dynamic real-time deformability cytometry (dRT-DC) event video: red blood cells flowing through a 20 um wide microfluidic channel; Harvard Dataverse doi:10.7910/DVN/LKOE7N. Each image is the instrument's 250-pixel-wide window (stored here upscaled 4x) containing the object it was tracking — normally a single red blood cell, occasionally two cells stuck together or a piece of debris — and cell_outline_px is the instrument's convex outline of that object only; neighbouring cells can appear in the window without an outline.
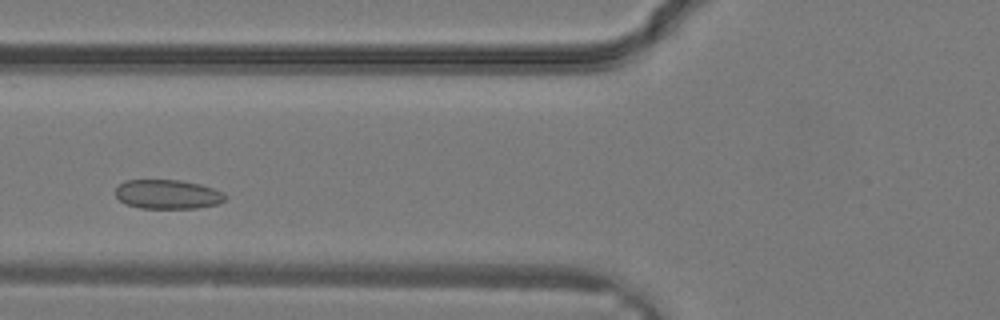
{"species": "common noctule bat (a hibernating species)", "species_latin": "Nyctalus noctula", "temperature_condition": "warm", "stored_images_in_passage": 27, "camera_frame_rate_fps": 3000, "um_per_image_px": 0.085, "animal": {"sex": "male", "body_mass_g": 19.2, "forearm_length_mm": 51.8}, "frame": {"image": 1, "passage_image": 7, "time_ms": 2.0, "image_size_px": [1000, 320], "cell_outline_px": [[228, 196], [224, 200], [216, 204], [196, 208], [140, 208], [124, 204], [116, 196], [116, 188], [124, 180], [180, 180], [200, 184], [224, 192]], "centroid_in_image_um": [14.24, 16.51], "position_along_channel_um": 111.6, "area_um2": 18.73}}
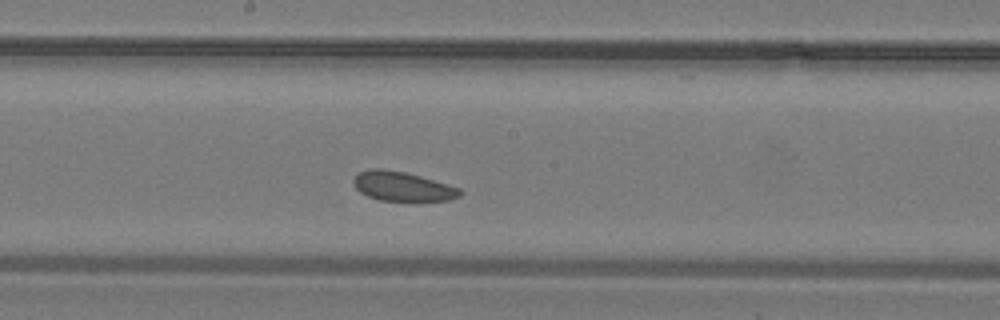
{"frame": {"image": 2, "passage_image": 12, "time_ms": 3.667, "image_size_px": [1000, 320], "cell_outline_px": [[464, 192], [460, 196], [448, 200], [380, 200], [368, 196], [360, 192], [352, 184], [352, 180], [360, 172], [368, 168], [384, 168], [404, 172], [420, 176], [460, 188]], "centroid_in_image_um": [34.18, 15.83], "position_along_channel_um": 214.0, "area_um2": 18.09}}
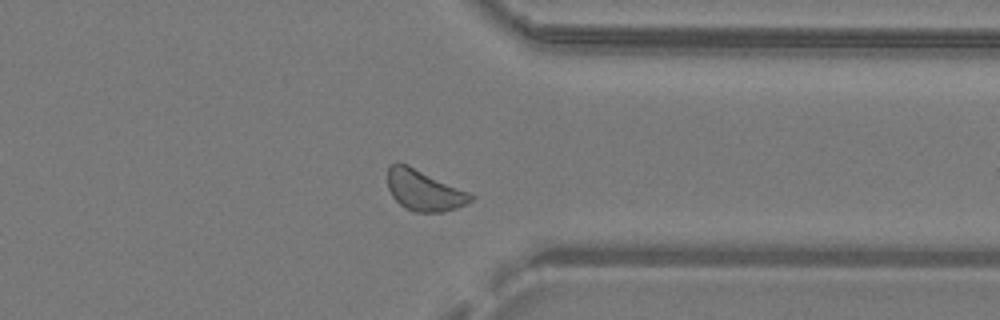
{"frame": {"image": 3, "passage_image": 20, "time_ms": 6.333, "image_size_px": [1000, 320], "cell_outline_px": [[476, 196], [472, 200], [456, 208], [444, 212], [416, 212], [404, 208], [392, 196], [388, 188], [388, 168], [396, 160], [400, 160], [472, 192]], "centroid_in_image_um": [36.07, 16.14], "position_along_channel_um": 375.3, "area_um2": 20.4}}